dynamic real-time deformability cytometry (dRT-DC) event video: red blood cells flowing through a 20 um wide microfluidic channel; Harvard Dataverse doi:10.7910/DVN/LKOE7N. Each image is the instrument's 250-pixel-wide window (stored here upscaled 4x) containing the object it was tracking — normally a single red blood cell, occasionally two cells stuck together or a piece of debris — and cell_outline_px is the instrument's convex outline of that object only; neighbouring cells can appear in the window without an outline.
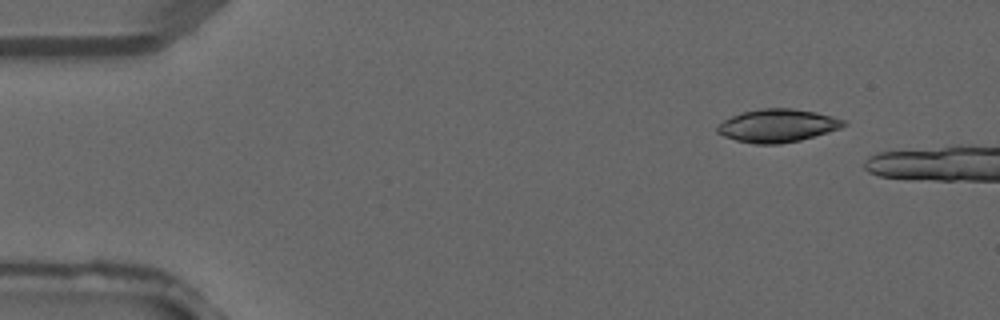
{"species": "common noctule bat (a hibernating species)", "species_latin": "Nyctalus noctula", "temperature_condition": "warm", "stored_images_in_passage": 3, "camera_frame_rate_fps": 3000, "um_per_image_px": 0.085, "animal": {"sex": "male", "forearm_length_mm": 52.5}, "frame": {"image": 1, "passage_image": 1, "time_ms": 0.0, "image_size_px": [1000, 320], "cell_outline_px": [[848, 124], [840, 128], [828, 132], [800, 140], [780, 144], [756, 144], [736, 140], [724, 136], [716, 132], [716, 124], [732, 116], [744, 112], [760, 108], [792, 108], [816, 112], [832, 116], [844, 120]], "centroid_in_image_um": [66.07, 10.68], "position_along_channel_um": 18.9, "area_um2": 24.33}}